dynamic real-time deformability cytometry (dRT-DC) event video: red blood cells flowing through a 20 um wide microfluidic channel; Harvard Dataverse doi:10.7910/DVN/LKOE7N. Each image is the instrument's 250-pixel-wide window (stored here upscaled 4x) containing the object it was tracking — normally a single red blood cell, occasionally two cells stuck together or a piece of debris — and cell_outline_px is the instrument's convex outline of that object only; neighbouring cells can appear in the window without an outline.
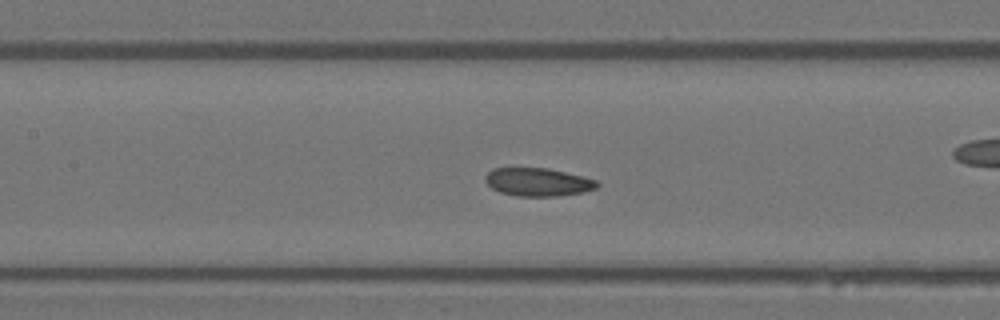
{"species": "Egyptian fruit bat (a non-hibernating species)", "species_latin": "Rousettus aegyptiacus", "temperature_condition": "warm", "stored_images_in_passage": 47, "camera_frame_rate_fps": 3000, "um_per_image_px": 0.085, "animal": {"sex": "female"}, "frame": {"image": 1, "passage_image": 21, "time_ms": 6.667, "image_size_px": [1000, 320], "cell_outline_px": [[600, 184], [596, 188], [584, 192], [560, 196], [516, 196], [500, 192], [492, 188], [484, 180], [484, 176], [492, 168], [548, 168], [584, 176], [596, 180]], "centroid_in_image_um": [45.73, 15.47], "position_along_channel_um": 161.7, "area_um2": 18.5}}